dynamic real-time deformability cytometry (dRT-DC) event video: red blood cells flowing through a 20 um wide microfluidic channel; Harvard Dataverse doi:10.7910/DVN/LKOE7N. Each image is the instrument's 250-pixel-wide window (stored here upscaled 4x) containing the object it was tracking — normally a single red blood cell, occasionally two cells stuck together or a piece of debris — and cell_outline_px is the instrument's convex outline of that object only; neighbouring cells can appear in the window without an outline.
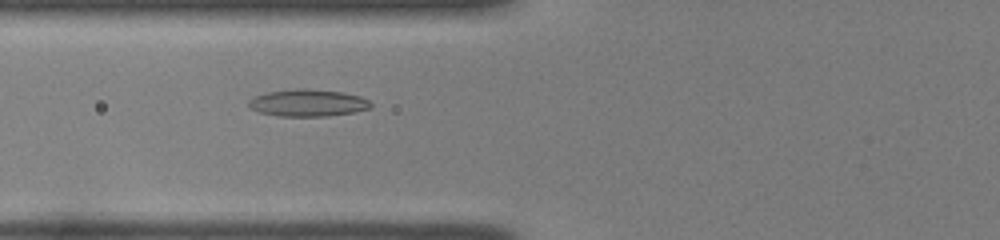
{"species": "common noctule bat (a hibernating species)", "species_latin": "Nyctalus noctula", "temperature_condition": "room temperature", "stored_images_in_passage": 39, "camera_frame_rate_fps": 3000, "um_per_image_px": 0.085, "animal": {"sex": "female", "body_mass_g": 22.0, "forearm_length_mm": 56.7}, "frame": {"image": 1, "passage_image": 14, "time_ms": 4.333, "image_size_px": [1000, 240], "cell_outline_px": [[372, 108], [356, 112], [328, 116], [280, 116], [260, 112], [252, 108], [248, 104], [248, 100], [252, 96], [268, 92], [292, 88], [304, 88], [344, 92], [360, 96], [368, 100], [372, 104]], "centroid_in_image_um": [26.19, 8.73], "position_along_channel_um": 99.6, "area_um2": 19.48}}
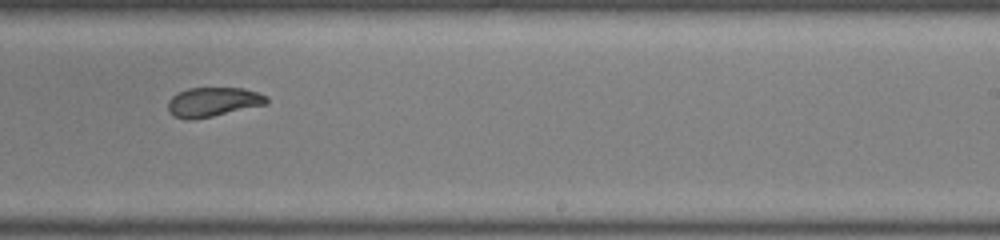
{"frame": {"image": 2, "passage_image": 27, "time_ms": 8.667, "image_size_px": [1000, 240], "cell_outline_px": [[268, 104], [212, 116], [192, 120], [188, 120], [172, 116], [168, 112], [168, 100], [176, 92], [188, 88], [244, 88], [268, 96]], "centroid_in_image_um": [18.08, 8.67], "position_along_channel_um": 270.9, "area_um2": 17.05}}
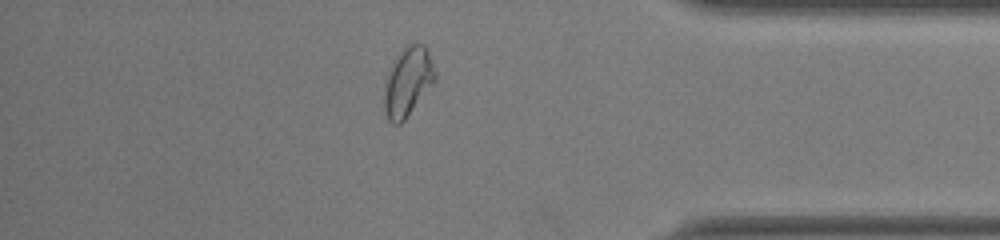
{"frame": {"image": 3, "passage_image": 38, "time_ms": 12.333, "image_size_px": [1000, 240], "cell_outline_px": [[436, 80], [404, 120], [400, 124], [392, 124], [388, 120], [384, 112], [384, 84], [400, 52], [408, 44], [424, 44], [428, 52], [436, 72]], "centroid_in_image_um": [34.67, 6.99], "position_along_channel_um": 400.5, "area_um2": 20.0}, "authors_computed_cell_mechanics": {"area_um2": 18.4382, "velocity_mm_per_s": 3.9591, "shape_relaxation_time_tau1_ms": null, "shape_relaxation_time_tau2_ms": 1.9034, "deformation_change_tau1": null, "deformation_change_tau2": 0.0715}}